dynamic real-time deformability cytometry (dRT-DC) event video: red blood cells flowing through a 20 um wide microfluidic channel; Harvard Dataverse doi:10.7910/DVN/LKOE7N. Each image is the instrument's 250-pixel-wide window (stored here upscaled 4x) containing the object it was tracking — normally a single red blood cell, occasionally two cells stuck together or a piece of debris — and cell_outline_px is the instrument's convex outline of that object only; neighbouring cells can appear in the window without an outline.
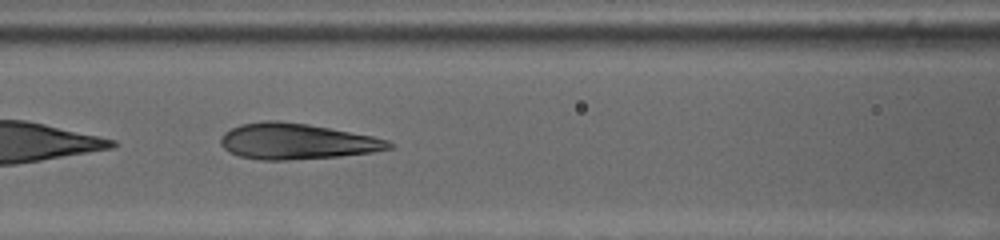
{"species": "human", "species_latin": "Homo sapiens", "temperature_condition": "cold", "stored_images_in_passage": 47, "camera_frame_rate_fps": 3000, "um_per_image_px": 0.085, "donor": {"sex": "female"}, "frame": {"image": 1, "passage_image": 9, "time_ms": 2.667, "image_size_px": [1000, 240], "cell_outline_px": [[396, 144], [392, 148], [372, 152], [340, 156], [288, 160], [260, 160], [240, 156], [228, 152], [220, 144], [220, 136], [224, 132], [240, 124], [264, 120], [276, 120], [308, 124], [372, 136], [388, 140]], "centroid_in_image_um": [25.19, 12.01], "position_along_channel_um": 141.4, "area_um2": 35.26}}
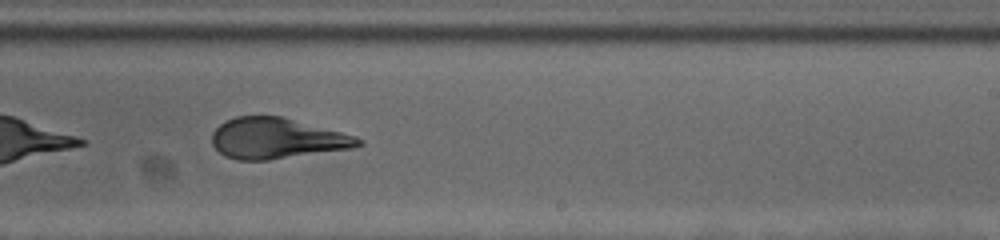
{"frame": {"image": 2, "passage_image": 22, "time_ms": 7.0, "image_size_px": [1000, 240], "cell_outline_px": [[364, 144], [352, 148], [268, 160], [236, 160], [224, 156], [212, 144], [212, 132], [220, 124], [236, 116], [280, 116], [340, 132], [364, 140]], "centroid_in_image_um": [23.49, 11.77], "position_along_channel_um": 265.5, "area_um2": 34.33}}
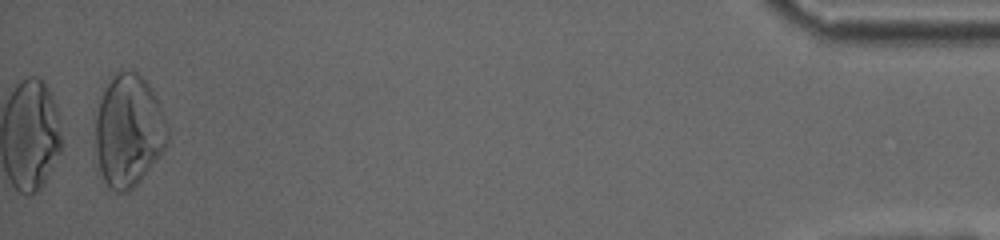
{"frame": {"image": 3, "passage_image": 47, "time_ms": 15.333, "image_size_px": [1000, 240], "cell_outline_px": [[168, 144], [140, 180], [128, 192], [116, 192], [108, 188], [100, 172], [96, 148], [96, 116], [100, 100], [108, 84], [120, 72], [136, 72], [148, 80], [160, 104], [168, 124]], "centroid_in_image_um": [10.96, 11.13], "position_along_channel_um": 424.2, "area_um2": 46.88}}